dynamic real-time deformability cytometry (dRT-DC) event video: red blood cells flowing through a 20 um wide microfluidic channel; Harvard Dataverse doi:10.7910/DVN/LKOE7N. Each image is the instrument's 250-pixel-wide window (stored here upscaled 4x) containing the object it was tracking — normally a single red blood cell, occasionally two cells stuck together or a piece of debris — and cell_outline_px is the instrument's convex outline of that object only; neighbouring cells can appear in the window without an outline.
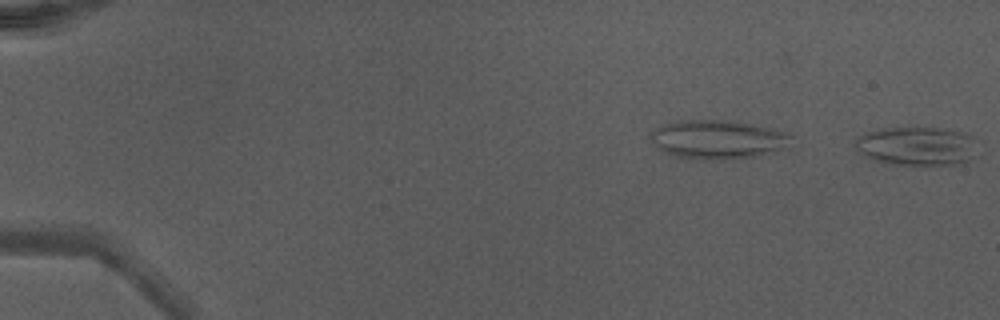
{"species": "Egyptian fruit bat (a non-hibernating species)", "species_latin": "Rousettus aegyptiacus", "temperature_condition": "warm", "stored_images_in_passage": 6, "segment_of_instrument_passage": [2, 2], "camera_frame_rate_fps": 3000, "um_per_image_px": 0.085, "animal": {"sex": "male"}, "frame": {"image": 1, "passage_image": 6, "time_ms": 1.667, "image_size_px": [1000, 320], "cell_outline_px": [[972, 136], [968, 160], [960, 164], [896, 164], [864, 156], [856, 148], [856, 140], [860, 136], [868, 132], [880, 128], [936, 128], [960, 132]], "centroid_in_image_um": [77.83, 12.4], "position_along_channel_um": 7.2, "area_um2": 26.3}}